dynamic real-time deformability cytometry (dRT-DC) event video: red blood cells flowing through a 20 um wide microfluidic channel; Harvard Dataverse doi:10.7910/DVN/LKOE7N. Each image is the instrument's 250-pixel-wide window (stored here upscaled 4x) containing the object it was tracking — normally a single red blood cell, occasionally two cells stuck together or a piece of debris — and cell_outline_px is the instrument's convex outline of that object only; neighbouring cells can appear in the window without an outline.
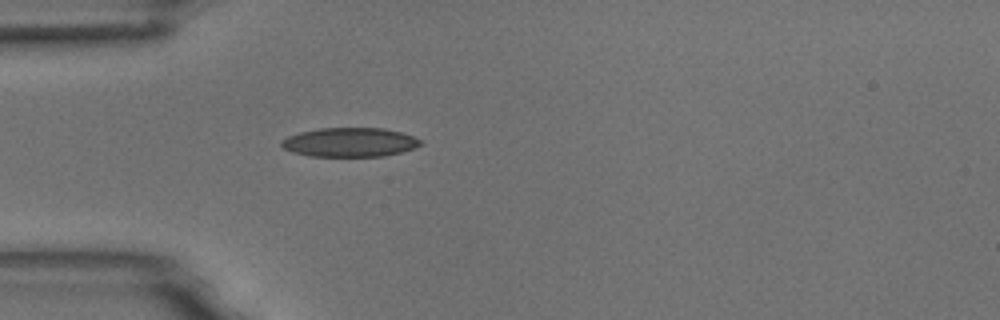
{"species": "common noctule bat (a hibernating species)", "species_latin": "Nyctalus noctula", "temperature_condition": "room temperature", "stored_images_in_passage": 1, "camera_frame_rate_fps": 3000, "um_per_image_px": 0.085, "animal": {"sex": "male", "body_mass_g": 18.8}, "frame": {"image": 1, "passage_image": 1, "time_ms": 0.0, "image_size_px": [1000, 320], "cell_outline_px": [[424, 144], [416, 148], [384, 156], [308, 156], [292, 152], [284, 148], [280, 144], [280, 140], [288, 136], [300, 132], [320, 128], [384, 128], [400, 132], [424, 140]], "centroid_in_image_um": [29.75, 12.09], "position_along_channel_um": 55.2, "area_um2": 23.76}}